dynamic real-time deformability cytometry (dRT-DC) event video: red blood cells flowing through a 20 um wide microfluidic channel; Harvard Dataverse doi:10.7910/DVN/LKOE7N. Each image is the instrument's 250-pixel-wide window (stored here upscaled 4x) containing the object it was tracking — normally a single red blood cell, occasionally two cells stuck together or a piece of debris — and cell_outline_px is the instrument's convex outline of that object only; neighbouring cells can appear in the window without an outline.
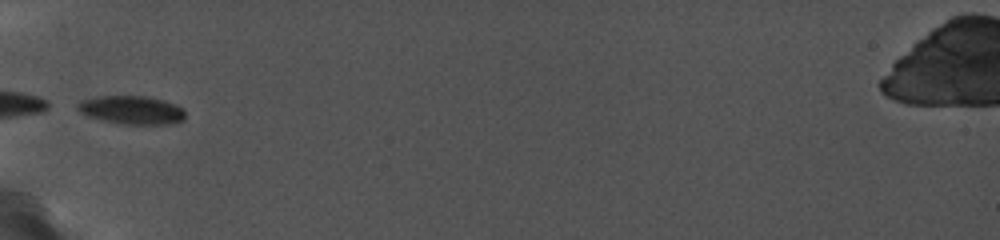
{"species": "common noctule bat (a hibernating species)", "species_latin": "Nyctalus noctula", "temperature_condition": "cold", "stored_images_in_passage": 26, "camera_frame_rate_fps": 5000, "um_per_image_px": 0.085, "animal": {"sex": "female", "body_mass_g": 19.0, "forearm_length_mm": 56.7}, "frame": {"image": 1, "passage_image": 1, "time_ms": 0.0, "image_size_px": [1000, 240], "cell_outline_px": [[184, 120], [168, 124], [120, 124], [100, 120], [88, 116], [80, 112], [76, 108], [76, 104], [80, 100], [100, 96], [144, 96], [164, 100], [176, 104], [184, 108]], "centroid_in_image_um": [11.17, 9.35], "position_along_channel_um": 73.8, "area_um2": 17.98}}
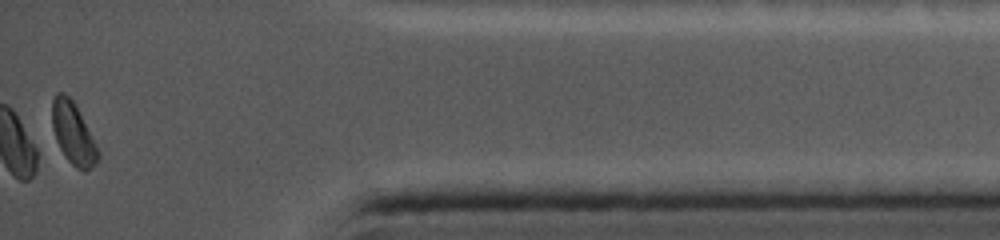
{"frame": {"image": 2, "passage_image": 26, "time_ms": 10.0, "image_size_px": [1000, 240], "cell_outline_px": [[100, 156], [96, 164], [84, 172], [76, 168], [64, 156], [56, 140], [52, 128], [52, 100], [56, 92], [64, 92], [72, 100], [100, 152]], "centroid_in_image_um": [6.2, 11.37], "position_along_channel_um": 429.0, "area_um2": 16.36}}